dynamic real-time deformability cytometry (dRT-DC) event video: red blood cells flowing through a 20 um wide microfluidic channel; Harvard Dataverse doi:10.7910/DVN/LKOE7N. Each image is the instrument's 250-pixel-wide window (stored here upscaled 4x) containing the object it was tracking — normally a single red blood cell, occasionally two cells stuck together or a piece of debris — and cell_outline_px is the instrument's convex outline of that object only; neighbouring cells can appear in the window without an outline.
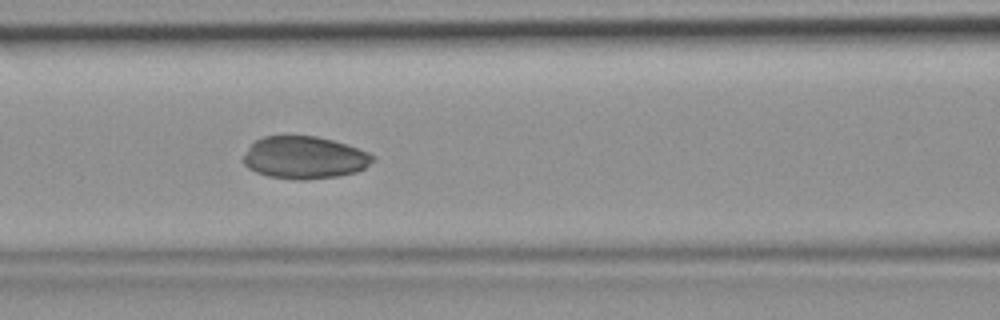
{"species": "common noctule bat (a hibernating species)", "species_latin": "Nyctalus noctula", "temperature_condition": "room temperature", "stored_images_in_passage": 22, "camera_frame_rate_fps": 3000, "um_per_image_px": 0.085, "animal": {"sex": "female", "body_mass_g": 19.9}, "frame": {"image": 1, "passage_image": 19, "time_ms": 6.0, "image_size_px": [1000, 320], "cell_outline_px": [[376, 160], [364, 168], [356, 172], [336, 176], [308, 180], [296, 180], [268, 176], [256, 172], [248, 168], [244, 164], [244, 156], [248, 148], [256, 140], [264, 136], [316, 136], [332, 140], [368, 152], [376, 156]], "centroid_in_image_um": [25.89, 13.4], "position_along_channel_um": 140.7, "area_um2": 31.91}}